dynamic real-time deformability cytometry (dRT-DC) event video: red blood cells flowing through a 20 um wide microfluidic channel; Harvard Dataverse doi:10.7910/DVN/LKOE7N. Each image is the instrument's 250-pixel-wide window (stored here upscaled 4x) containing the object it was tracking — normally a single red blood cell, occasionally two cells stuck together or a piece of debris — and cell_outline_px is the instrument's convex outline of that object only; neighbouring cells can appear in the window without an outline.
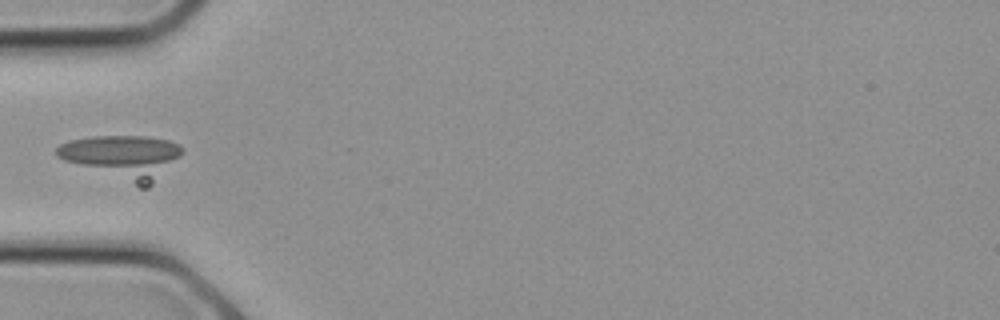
{"species": "common noctule bat (a hibernating species)", "species_latin": "Nyctalus noctula", "temperature_condition": "cold", "stored_images_in_passage": 15, "camera_frame_rate_fps": 3000, "um_per_image_px": 0.085, "animal": {"sex": "female", "body_mass_g": 21.9}, "frame": {"image": 1, "passage_image": 6, "time_ms": 1.667, "image_size_px": [1000, 320], "cell_outline_px": [[184, 152], [148, 188], [140, 188], [64, 160], [56, 156], [56, 148], [60, 144], [68, 140], [92, 136], [148, 136], [168, 140], [180, 144], [184, 148]], "centroid_in_image_um": [10.44, 13.33], "position_along_channel_um": 74.6, "area_um2": 31.91}}
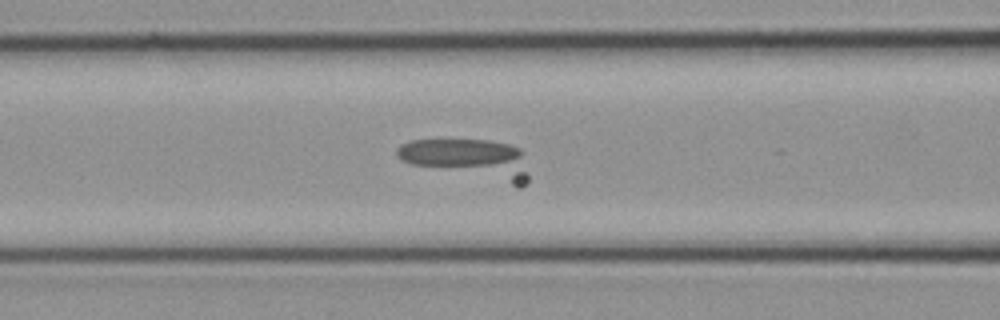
{"frame": {"image": 2, "passage_image": 8, "time_ms": 2.333, "image_size_px": [1000, 320], "cell_outline_px": [[528, 184], [520, 188], [412, 164], [400, 160], [396, 156], [396, 148], [400, 144], [412, 140], [488, 140], [508, 144], [520, 148], [524, 152], [528, 176]], "centroid_in_image_um": [39.89, 13.54], "position_along_channel_um": 126.7, "area_um2": 31.04}}